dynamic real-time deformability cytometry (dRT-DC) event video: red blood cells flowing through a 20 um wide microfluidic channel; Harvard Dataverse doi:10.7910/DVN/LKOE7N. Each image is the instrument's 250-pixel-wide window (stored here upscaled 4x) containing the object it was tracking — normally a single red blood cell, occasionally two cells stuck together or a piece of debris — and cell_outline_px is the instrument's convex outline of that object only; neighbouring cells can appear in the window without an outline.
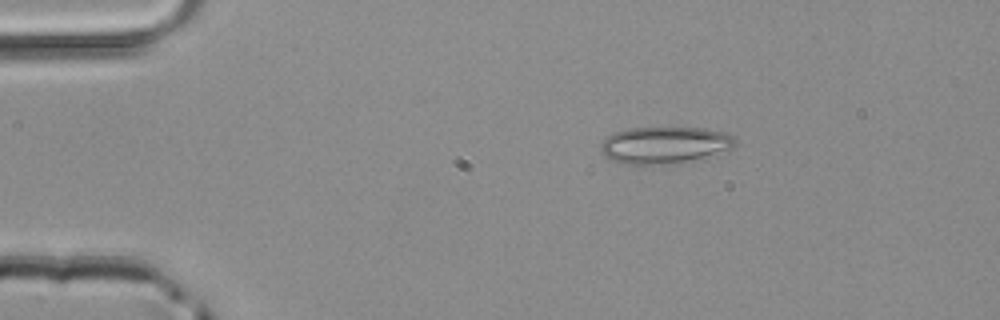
{"species": "common noctule bat (a hibernating species)", "species_latin": "Nyctalus noctula", "temperature_condition": "room temperature", "stored_images_in_passage": 41, "camera_frame_rate_fps": 3000, "um_per_image_px": 0.085, "animal": {"sex": "male", "body_mass_g": 20.4}, "frame": {"image": 1, "passage_image": 2, "time_ms": 0.333, "image_size_px": [1000, 320], "cell_outline_px": [[736, 144], [732, 148], [704, 160], [644, 168], [620, 164], [612, 160], [600, 148], [600, 144], [608, 136], [616, 132], [628, 128], [704, 128], [724, 132], [732, 136], [736, 140]], "centroid_in_image_um": [56.52, 12.4], "position_along_channel_um": 28.5, "area_um2": 30.06}}
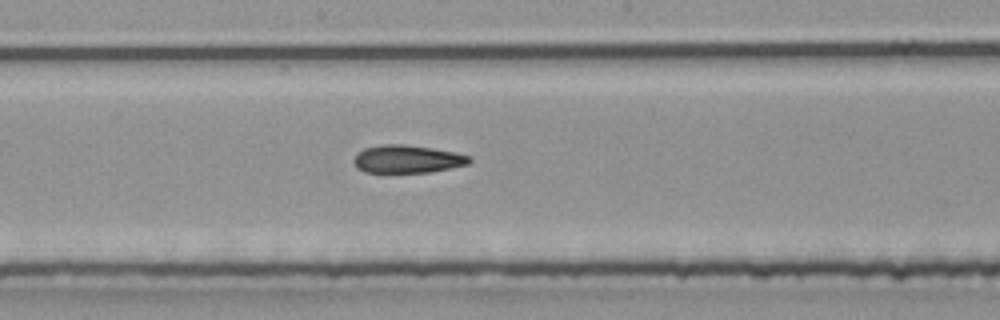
{"frame": {"image": 2, "passage_image": 19, "time_ms": 6.0, "image_size_px": [1000, 320], "cell_outline_px": [[472, 160], [468, 164], [428, 172], [364, 172], [356, 168], [352, 160], [356, 152], [364, 148], [380, 144], [400, 144], [432, 148], [456, 152], [472, 156]], "centroid_in_image_um": [34.58, 13.51], "position_along_channel_um": 213.6, "area_um2": 18.9}}
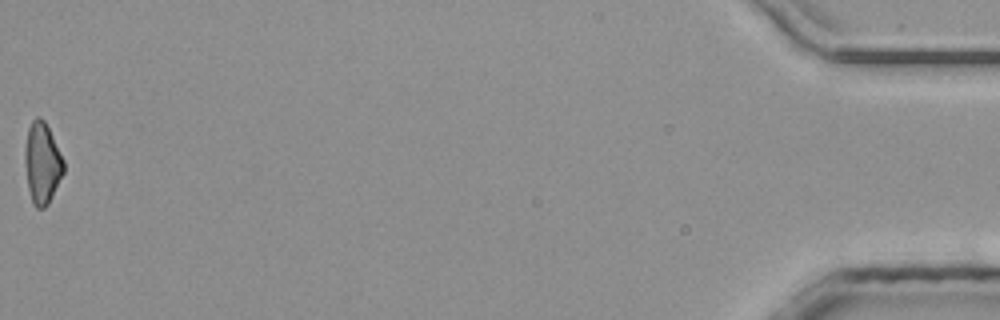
{"frame": {"image": 3, "passage_image": 41, "time_ms": 13.333, "image_size_px": [1000, 320], "cell_outline_px": [[64, 172], [48, 204], [44, 208], [36, 208], [32, 200], [28, 188], [24, 164], [24, 156], [28, 128], [32, 120], [36, 116], [40, 116], [44, 120], [64, 160]], "centroid_in_image_um": [3.57, 13.86], "position_along_channel_um": 431.6, "area_um2": 18.21}}